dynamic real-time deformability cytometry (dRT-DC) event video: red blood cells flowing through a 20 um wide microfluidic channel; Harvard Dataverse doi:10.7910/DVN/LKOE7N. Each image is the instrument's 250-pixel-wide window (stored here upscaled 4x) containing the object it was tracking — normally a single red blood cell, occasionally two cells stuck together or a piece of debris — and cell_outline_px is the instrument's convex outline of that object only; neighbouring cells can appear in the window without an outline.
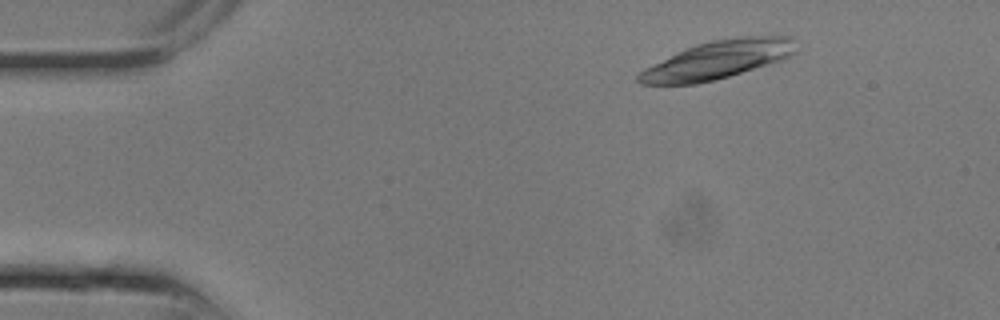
{"species": "common noctule bat (a hibernating species)", "species_latin": "Nyctalus noctula", "temperature_condition": "room temperature", "stored_images_in_passage": 6, "camera_frame_rate_fps": 3000, "um_per_image_px": 0.085, "animal": {"sex": "male", "body_mass_g": 13.3}, "frame": {"image": 1, "passage_image": 1, "time_ms": 0.0, "image_size_px": [1000, 320], "cell_outline_px": [[796, 52], [780, 60], [716, 80], [696, 84], [640, 84], [636, 80], [636, 76], [644, 68], [676, 52], [696, 44], [712, 40], [736, 36], [788, 36]], "centroid_in_image_um": [60.91, 5.09], "position_along_channel_um": 24.1, "area_um2": 34.56}}